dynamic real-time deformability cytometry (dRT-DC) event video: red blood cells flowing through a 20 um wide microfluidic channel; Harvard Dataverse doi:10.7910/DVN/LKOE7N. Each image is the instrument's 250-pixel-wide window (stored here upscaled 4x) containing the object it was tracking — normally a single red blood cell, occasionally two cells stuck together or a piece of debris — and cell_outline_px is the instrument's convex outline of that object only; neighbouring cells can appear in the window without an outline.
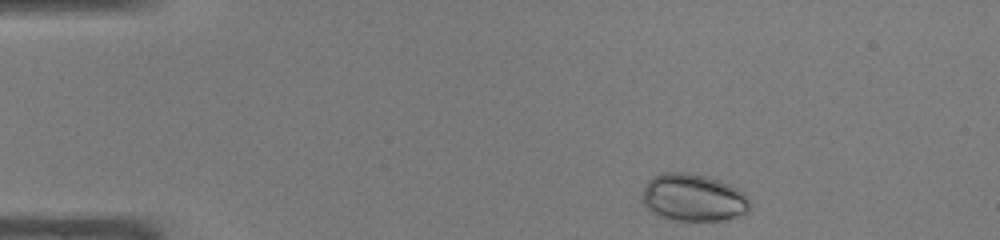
{"species": "common noctule bat (a hibernating species)", "species_latin": "Nyctalus noctula", "temperature_condition": "warm", "stored_images_in_passage": 42, "camera_frame_rate_fps": 3000, "um_per_image_px": 0.085, "animal": {"sex": "male", "body_mass_g": 19.0, "forearm_length_mm": 50.8}, "frame": {"image": 1, "passage_image": 2, "time_ms": 0.333, "image_size_px": [1000, 240], "cell_outline_px": [[748, 212], [724, 220], [676, 220], [660, 216], [652, 212], [644, 204], [644, 184], [652, 176], [664, 172], [688, 172], [708, 176], [720, 180], [744, 192], [748, 196]], "centroid_in_image_um": [58.93, 16.77], "position_along_channel_um": 26.1, "area_um2": 29.59}}
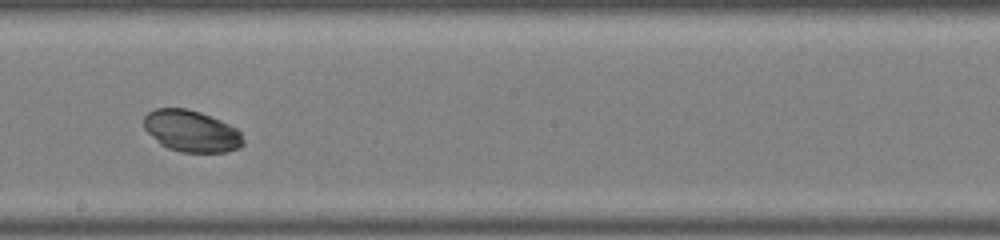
{"frame": {"image": 2, "passage_image": 22, "time_ms": 7.0, "image_size_px": [1000, 240], "cell_outline_px": [[244, 144], [240, 148], [228, 152], [180, 152], [168, 148], [160, 144], [144, 128], [144, 116], [148, 112], [156, 108], [188, 108], [200, 112], [220, 120], [236, 128], [240, 132], [244, 140]], "centroid_in_image_um": [16.28, 11.14], "position_along_channel_um": 231.9, "area_um2": 24.16}}
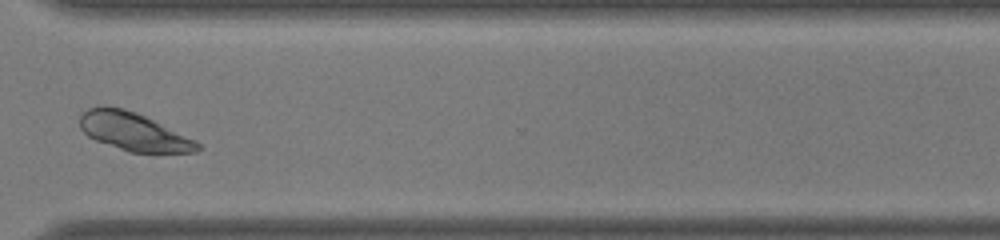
{"frame": {"image": 3, "passage_image": 31, "time_ms": 10.0, "image_size_px": [1000, 240], "cell_outline_px": [[204, 148], [196, 152], [128, 152], [96, 140], [88, 136], [80, 128], [80, 116], [88, 108], [104, 104], [124, 108], [136, 112], [196, 140]], "centroid_in_image_um": [11.35, 11.17], "position_along_channel_um": 359.3, "area_um2": 26.18}, "authors_computed_cell_mechanics": {"area_um2": 27.744, "velocity_mm_per_s": 4.214, "shape_relaxation_time_tau1_ms": 2.0019, "shape_relaxation_time_tau2_ms": null, "deformation_change_tau1": 0.1166, "deformation_change_tau2": null}}